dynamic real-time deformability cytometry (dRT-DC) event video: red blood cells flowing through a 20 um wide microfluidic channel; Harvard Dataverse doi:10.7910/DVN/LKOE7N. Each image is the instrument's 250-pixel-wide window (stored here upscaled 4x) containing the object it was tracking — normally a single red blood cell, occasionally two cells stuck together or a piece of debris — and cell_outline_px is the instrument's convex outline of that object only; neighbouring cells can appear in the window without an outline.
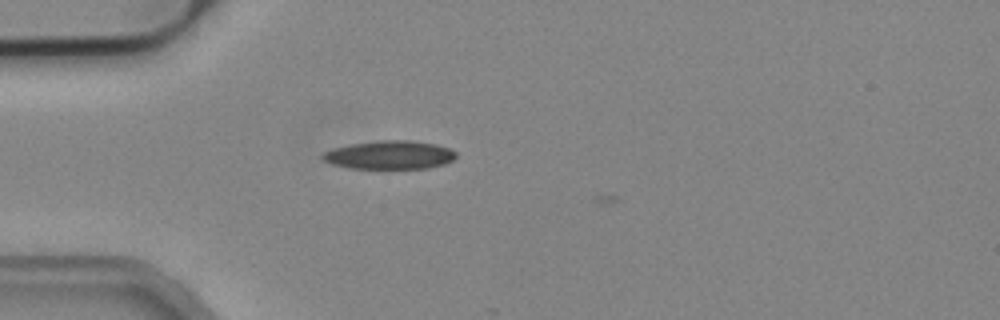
{"species": "common noctule bat (a hibernating species)", "species_latin": "Nyctalus noctula", "temperature_condition": "cold", "stored_images_in_passage": 14, "camera_frame_rate_fps": 3000, "um_per_image_px": 0.085, "animal": {"sex": "male", "body_mass_g": 19.2, "forearm_length_mm": 51.8}, "frame": {"image": 1, "passage_image": 13, "time_ms": 4.0, "image_size_px": [1000, 320], "cell_outline_px": [[456, 156], [452, 160], [444, 164], [428, 168], [348, 168], [332, 164], [324, 160], [320, 156], [324, 152], [332, 148], [352, 144], [380, 140], [408, 140], [436, 144], [448, 148], [456, 152]], "centroid_in_image_um": [33.1, 13.17], "position_along_channel_um": 51.9, "area_um2": 22.02}}